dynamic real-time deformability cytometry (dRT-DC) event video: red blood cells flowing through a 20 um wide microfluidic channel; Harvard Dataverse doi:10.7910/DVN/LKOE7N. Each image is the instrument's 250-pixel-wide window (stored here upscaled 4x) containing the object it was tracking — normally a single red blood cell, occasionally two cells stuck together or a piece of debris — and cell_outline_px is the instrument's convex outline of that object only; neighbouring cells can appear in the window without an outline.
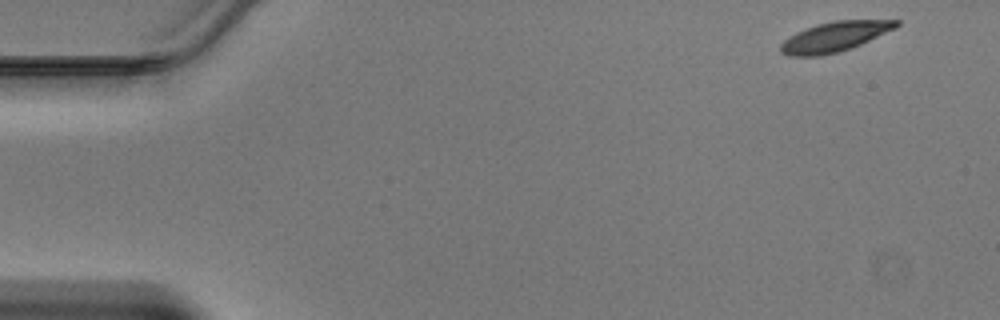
{"species": "Egyptian fruit bat (a non-hibernating species)", "species_latin": "Rousettus aegyptiacus", "temperature_condition": "warm", "stored_images_in_passage": 46, "segment_of_instrument_passage": [1, 2], "camera_frame_rate_fps": 3000, "um_per_image_px": 0.085, "animal": {"sex": "male"}, "frame": {"image": 1, "passage_image": 1, "time_ms": 0.0, "image_size_px": [1000, 320], "cell_outline_px": [[900, 24], [896, 28], [852, 48], [840, 52], [820, 56], [788, 56], [780, 52], [780, 44], [784, 40], [796, 32], [816, 24], [836, 20], [900, 20]], "centroid_in_image_um": [70.94, 3.13], "position_along_channel_um": 14.1, "area_um2": 20.23}}
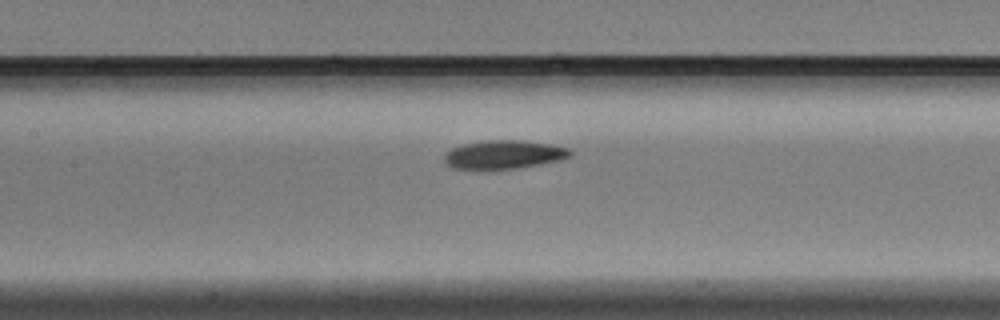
{"frame": {"image": 2, "passage_image": 20, "time_ms": 6.333, "image_size_px": [1000, 320], "cell_outline_px": [[572, 152], [568, 156], [560, 160], [520, 168], [480, 172], [452, 168], [444, 160], [444, 156], [452, 148], [464, 144], [488, 140], [520, 140], [552, 144], [568, 148]], "centroid_in_image_um": [42.78, 13.18], "position_along_channel_um": 164.6, "area_um2": 21.5}}
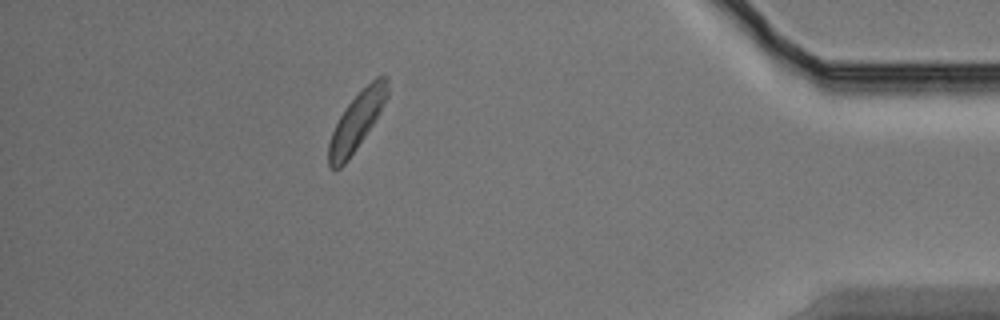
{"frame": {"image": 3, "passage_image": 40, "time_ms": 13.0, "image_size_px": [1000, 320], "cell_outline_px": [[388, 96], [372, 124], [348, 160], [340, 168], [328, 168], [328, 144], [332, 132], [344, 108], [376, 76], [388, 76]], "centroid_in_image_um": [30.3, 10.31], "position_along_channel_um": 404.9, "area_um2": 19.13}}